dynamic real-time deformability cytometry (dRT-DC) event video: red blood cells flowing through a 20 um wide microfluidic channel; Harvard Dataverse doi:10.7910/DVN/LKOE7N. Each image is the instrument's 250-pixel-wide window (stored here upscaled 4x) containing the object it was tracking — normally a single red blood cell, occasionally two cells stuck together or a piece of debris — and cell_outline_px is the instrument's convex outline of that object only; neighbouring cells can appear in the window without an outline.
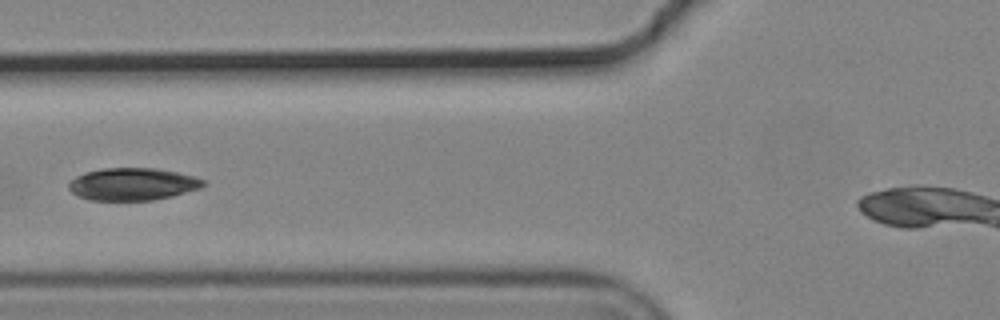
{"species": "common noctule bat (a hibernating species)", "species_latin": "Nyctalus noctula", "temperature_condition": "cold", "stored_images_in_passage": 4, "camera_frame_rate_fps": 3000, "um_per_image_px": 0.085, "animal": {"sex": "male", "body_mass_g": 19.2, "forearm_length_mm": 51.8}, "frame": {"image": 1, "passage_image": 4, "time_ms": 1.0, "image_size_px": [1000, 320], "cell_outline_px": [[208, 184], [200, 188], [172, 196], [152, 200], [92, 200], [76, 196], [68, 188], [68, 184], [76, 176], [84, 172], [104, 168], [156, 168], [176, 172], [192, 176], [204, 180]], "centroid_in_image_um": [11.26, 15.65], "position_along_channel_um": 114.5, "area_um2": 25.37}}